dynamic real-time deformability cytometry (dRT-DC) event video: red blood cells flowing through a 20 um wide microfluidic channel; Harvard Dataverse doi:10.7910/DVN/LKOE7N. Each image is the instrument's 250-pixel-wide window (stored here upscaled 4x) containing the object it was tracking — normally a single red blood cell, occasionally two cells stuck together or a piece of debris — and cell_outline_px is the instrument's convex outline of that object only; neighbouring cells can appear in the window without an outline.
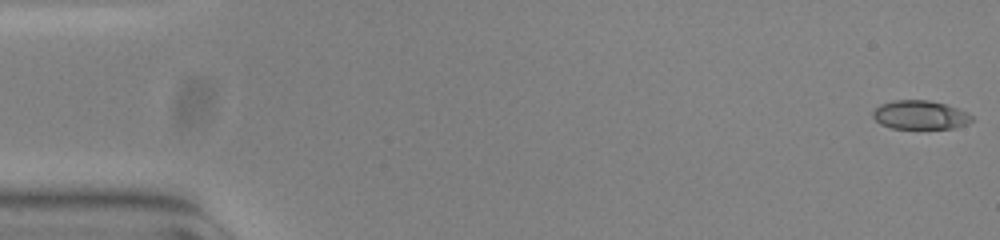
{"species": "common noctule bat (a hibernating species)", "species_latin": "Nyctalus noctula", "temperature_condition": "warm", "stored_images_in_passage": 54, "camera_frame_rate_fps": 3000, "um_per_image_px": 0.085, "animal": {"sex": "female", "body_mass_g": 23.0, "forearm_length_mm": 53.4}, "frame": {"image": 1, "passage_image": 1, "time_ms": 0.0, "image_size_px": [1000, 240], "cell_outline_px": [[972, 120], [968, 124], [952, 128], [892, 128], [880, 124], [872, 116], [872, 112], [880, 104], [892, 100], [928, 100], [944, 104], [968, 112], [972, 116]], "centroid_in_image_um": [78.19, 9.76], "position_along_channel_um": 6.8, "area_um2": 16.53}}
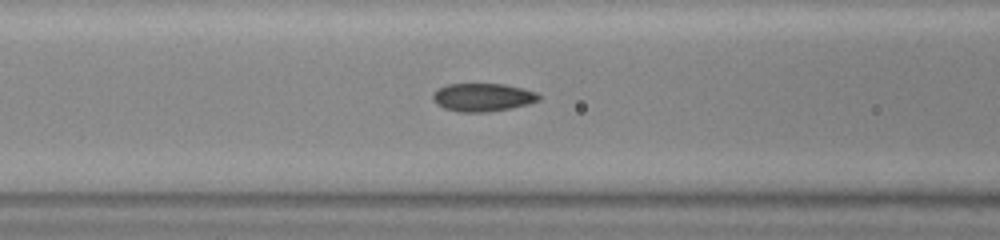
{"frame": {"image": 2, "passage_image": 22, "time_ms": 7.0, "image_size_px": [1000, 240], "cell_outline_px": [[540, 100], [528, 104], [512, 108], [484, 112], [460, 112], [444, 108], [436, 104], [432, 100], [432, 92], [436, 88], [448, 84], [504, 84], [524, 88], [536, 92], [540, 96]], "centroid_in_image_um": [41.0, 8.26], "position_along_channel_um": 125.6, "area_um2": 17.57}}
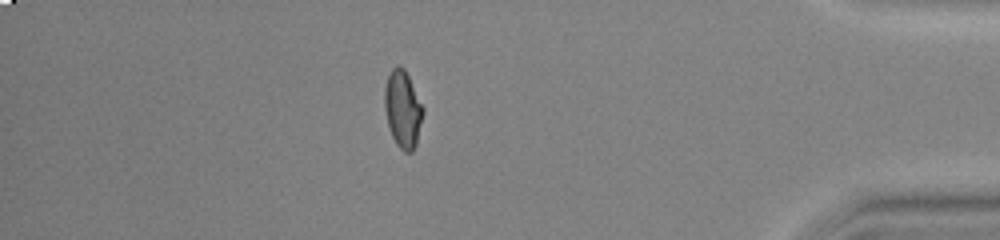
{"frame": {"image": 3, "passage_image": 47, "time_ms": 15.333, "image_size_px": [1000, 240], "cell_outline_px": [[424, 112], [416, 144], [412, 152], [404, 152], [396, 144], [392, 136], [388, 124], [384, 108], [384, 88], [388, 76], [392, 68], [396, 64], [400, 64], [404, 68], [424, 108]], "centroid_in_image_um": [34.23, 9.26], "position_along_channel_um": 401.0, "area_um2": 17.34}, "authors_computed_cell_mechanics": {"area_um2": 17.1955, "velocity_mm_per_s": 3.8128, "shape_relaxation_time_tau1_ms": 6.5595, "shape_relaxation_time_tau2_ms": 0.7425, "deformation_change_tau1": 0.2104, "deformation_change_tau2": 0.0561}}